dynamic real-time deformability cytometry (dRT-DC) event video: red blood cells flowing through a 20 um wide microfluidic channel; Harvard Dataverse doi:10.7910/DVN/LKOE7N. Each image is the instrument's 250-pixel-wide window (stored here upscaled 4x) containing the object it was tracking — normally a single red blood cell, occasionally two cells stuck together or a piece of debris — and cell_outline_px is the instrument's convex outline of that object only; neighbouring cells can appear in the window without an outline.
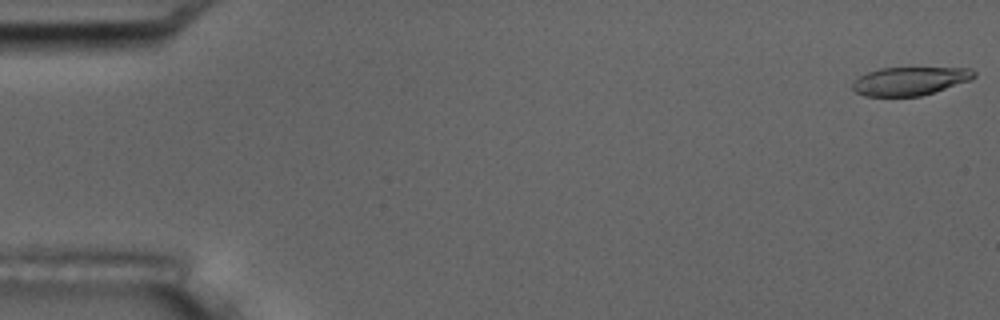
{"species": "common noctule bat (a hibernating species)", "species_latin": "Nyctalus noctula", "temperature_condition": "room temperature", "stored_images_in_passage": 6, "camera_frame_rate_fps": 3000, "um_per_image_px": 0.085, "animal": {"sex": "male", "body_mass_g": 17.5, "forearm_length_mm": 52.3}, "frame": {"image": 1, "passage_image": 1, "time_ms": 0.0, "image_size_px": [1000, 320], "cell_outline_px": [[976, 76], [972, 80], [920, 96], [864, 96], [856, 92], [852, 88], [852, 84], [860, 76], [868, 72], [880, 68], [972, 68], [976, 72]], "centroid_in_image_um": [77.37, 6.89], "position_along_channel_um": 7.6, "area_um2": 20.0}}
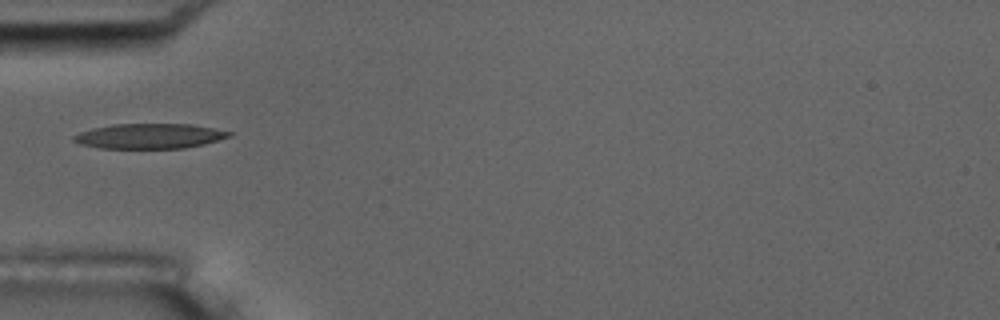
{"frame": {"image": 2, "passage_image": 6, "time_ms": 5.667, "image_size_px": [1000, 320], "cell_outline_px": [[232, 136], [204, 144], [184, 148], [100, 148], [80, 144], [72, 140], [72, 136], [80, 132], [92, 128], [112, 124], [192, 124], [232, 132]], "centroid_in_image_um": [12.69, 11.56], "position_along_channel_um": 72.3, "area_um2": 22.66}}